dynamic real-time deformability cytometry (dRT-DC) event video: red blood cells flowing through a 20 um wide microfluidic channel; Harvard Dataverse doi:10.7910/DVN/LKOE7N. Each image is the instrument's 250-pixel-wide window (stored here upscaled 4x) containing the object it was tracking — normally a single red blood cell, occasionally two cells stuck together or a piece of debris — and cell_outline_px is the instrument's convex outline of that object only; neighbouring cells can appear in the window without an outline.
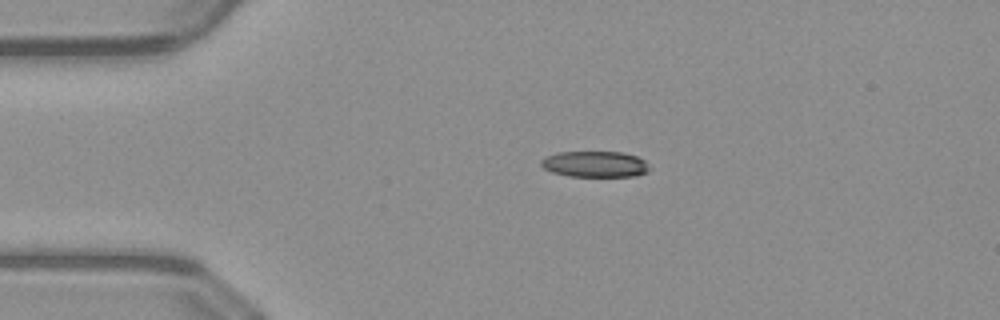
{"species": "common noctule bat (a hibernating species)", "species_latin": "Nyctalus noctula", "temperature_condition": "warm", "stored_images_in_passage": 41, "camera_frame_rate_fps": 3000, "um_per_image_px": 0.085, "animal": {"sex": "male", "body_mass_g": 23.1, "forearm_length_mm": 52.7}, "frame": {"image": 1, "passage_image": 1, "time_ms": 0.0, "image_size_px": [1000, 320], "cell_outline_px": [[648, 172], [636, 176], [568, 176], [552, 172], [544, 168], [540, 164], [540, 160], [544, 156], [560, 152], [624, 152], [636, 156], [644, 160], [648, 164]], "centroid_in_image_um": [50.56, 13.95], "position_along_channel_um": 34.4, "area_um2": 16.47}}
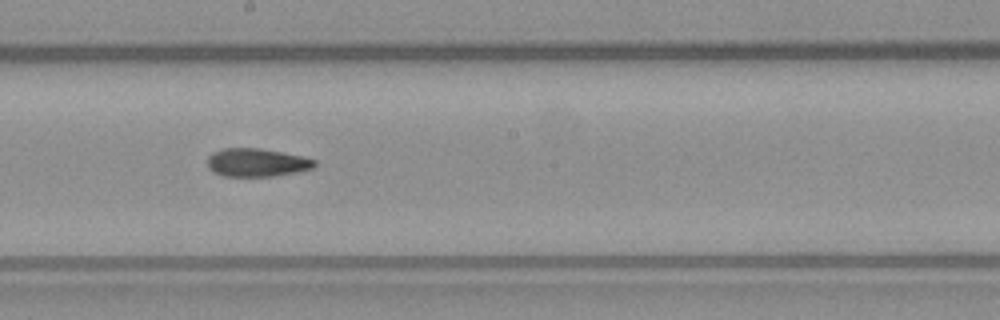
{"frame": {"image": 2, "passage_image": 18, "time_ms": 5.667, "image_size_px": [1000, 320], "cell_outline_px": [[316, 164], [312, 168], [296, 172], [272, 176], [224, 176], [212, 172], [208, 168], [208, 156], [212, 152], [224, 148], [260, 148], [300, 156], [316, 160]], "centroid_in_image_um": [21.77, 13.81], "position_along_channel_um": 226.4, "area_um2": 17.51}}
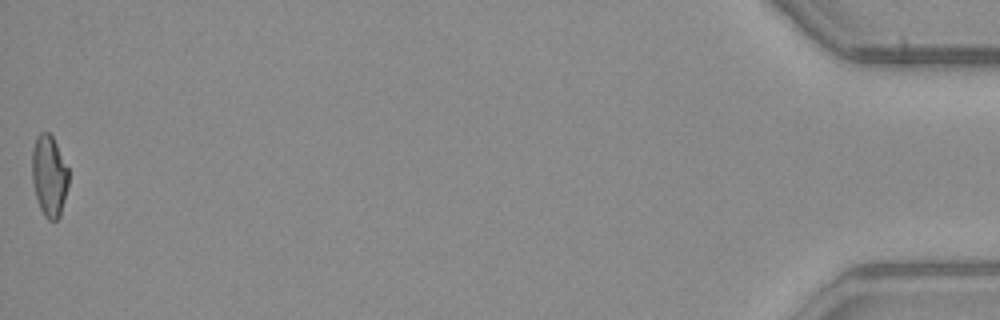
{"frame": {"image": 3, "passage_image": 41, "time_ms": 13.333, "image_size_px": [1000, 320], "cell_outline_px": [[68, 184], [60, 216], [56, 220], [48, 220], [44, 216], [40, 208], [36, 196], [32, 180], [32, 148], [36, 136], [40, 132], [48, 132], [52, 136], [68, 168]], "centroid_in_image_um": [4.17, 14.94], "position_along_channel_um": 431.0, "area_um2": 17.22}, "authors_computed_cell_mechanics": {"area_um2": 17.5712, "velocity_mm_per_s": 4.0805, "shape_relaxation_time_tau1_ms": null, "shape_relaxation_time_tau2_ms": 4.6601, "deformation_change_tau1": null, "deformation_change_tau2": 0.1339}}